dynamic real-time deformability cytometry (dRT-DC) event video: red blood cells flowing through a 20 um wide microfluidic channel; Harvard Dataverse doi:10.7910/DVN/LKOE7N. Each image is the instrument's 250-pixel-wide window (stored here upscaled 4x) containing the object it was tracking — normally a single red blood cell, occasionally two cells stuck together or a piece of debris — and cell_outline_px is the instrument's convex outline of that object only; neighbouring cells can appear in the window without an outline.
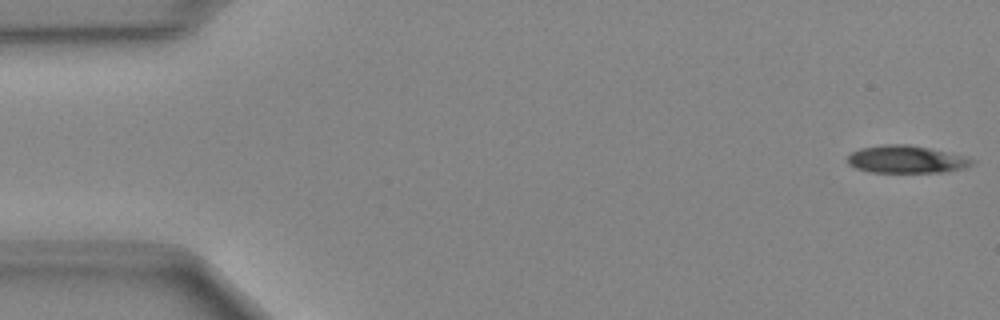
{"species": "Egyptian fruit bat (a non-hibernating species)", "species_latin": "Rousettus aegyptiacus", "temperature_condition": "cold", "stored_images_in_passage": 48, "camera_frame_rate_fps": 3000, "um_per_image_px": 0.085, "animal": {"sex": "female"}, "frame": {"image": 1, "passage_image": 1, "time_ms": 0.0, "image_size_px": [1000, 320], "cell_outline_px": [[976, 160], [972, 164], [964, 168], [940, 172], [868, 172], [856, 168], [848, 164], [848, 156], [852, 152], [860, 148], [884, 144], [908, 144], [968, 156]], "centroid_in_image_um": [77.04, 13.54], "position_along_channel_um": 8.0, "area_um2": 20.0}}
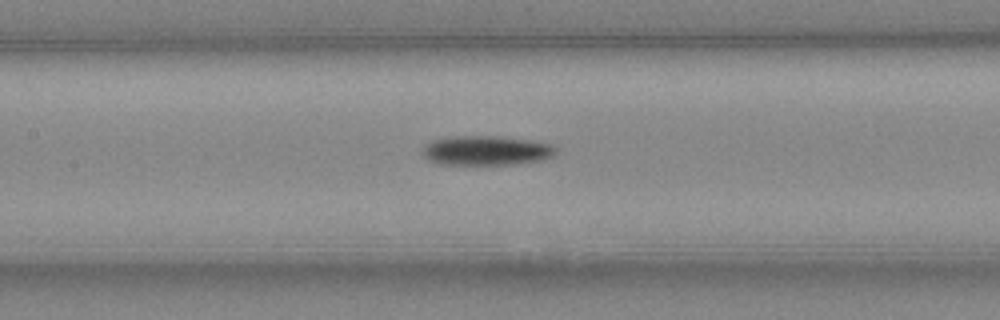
{"frame": {"image": 2, "passage_image": 22, "time_ms": 7.0, "image_size_px": [1000, 320], "cell_outline_px": [[560, 148], [552, 156], [540, 160], [512, 164], [440, 164], [428, 160], [424, 156], [424, 148], [432, 140], [452, 136], [504, 136], [532, 140], [556, 144]], "centroid_in_image_um": [41.42, 12.78], "position_along_channel_um": 166.0, "area_um2": 23.06}}
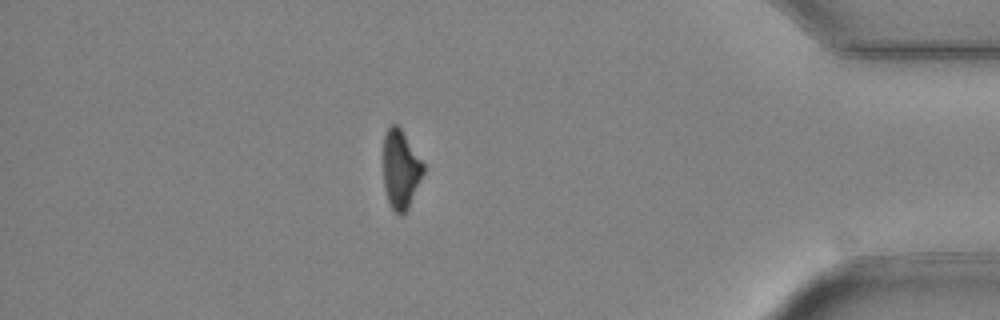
{"frame": {"image": 3, "passage_image": 42, "time_ms": 13.667, "image_size_px": [1000, 320], "cell_outline_px": [[424, 172], [408, 208], [400, 216], [392, 208], [388, 200], [384, 188], [384, 136], [388, 128], [392, 124], [396, 124], [400, 128], [424, 164]], "centroid_in_image_um": [34.05, 14.4], "position_along_channel_um": 401.1, "area_um2": 17.98}}